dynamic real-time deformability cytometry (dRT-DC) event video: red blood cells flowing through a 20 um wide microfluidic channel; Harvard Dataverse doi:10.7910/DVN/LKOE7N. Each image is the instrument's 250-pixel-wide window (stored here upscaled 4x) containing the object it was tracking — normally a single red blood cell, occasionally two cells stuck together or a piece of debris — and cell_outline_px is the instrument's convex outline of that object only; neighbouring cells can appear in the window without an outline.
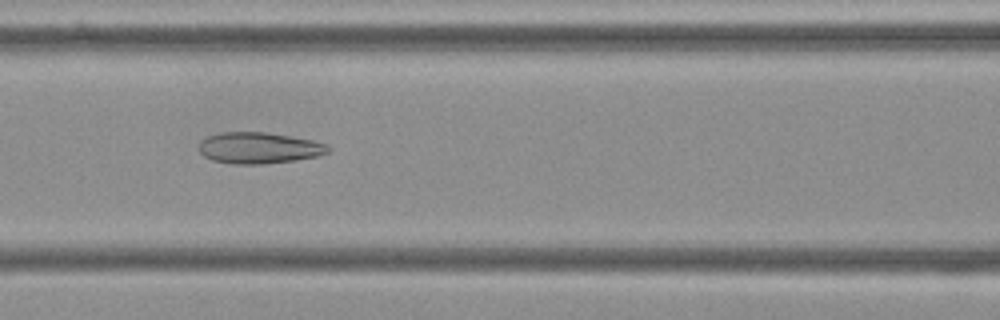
{"species": "Egyptian fruit bat (a non-hibernating species)", "species_latin": "Rousettus aegyptiacus", "temperature_condition": "cold", "stored_images_in_passage": 46, "camera_frame_rate_fps": 3000, "um_per_image_px": 0.085, "frame": {"image": 1, "passage_image": 14, "time_ms": 4.333, "image_size_px": [1000, 320], "cell_outline_px": [[332, 148], [328, 152], [320, 156], [296, 160], [260, 164], [232, 164], [212, 160], [204, 156], [200, 152], [200, 140], [208, 136], [220, 132], [264, 132], [292, 136], [312, 140], [328, 144]], "centroid_in_image_um": [22.04, 12.57], "position_along_channel_um": 144.6, "area_um2": 23.7}}
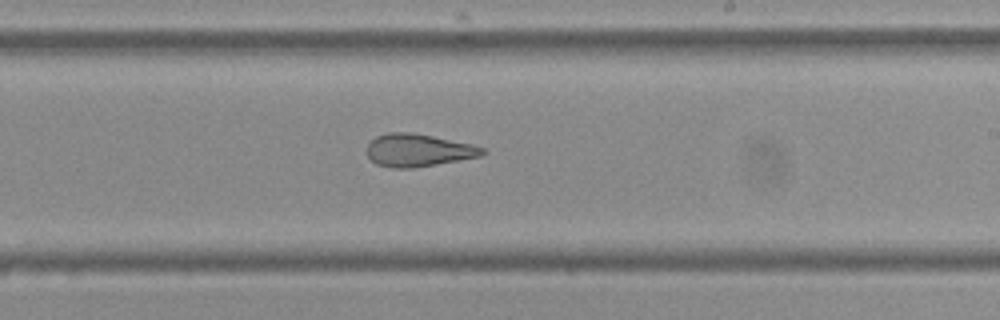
{"frame": {"image": 2, "passage_image": 23, "time_ms": 7.333, "image_size_px": [1000, 320], "cell_outline_px": [[488, 152], [480, 156], [412, 168], [392, 168], [376, 164], [368, 156], [368, 144], [376, 136], [388, 132], [412, 132], [472, 144], [484, 148]], "centroid_in_image_um": [35.54, 12.76], "position_along_channel_um": 253.5, "area_um2": 21.79}}
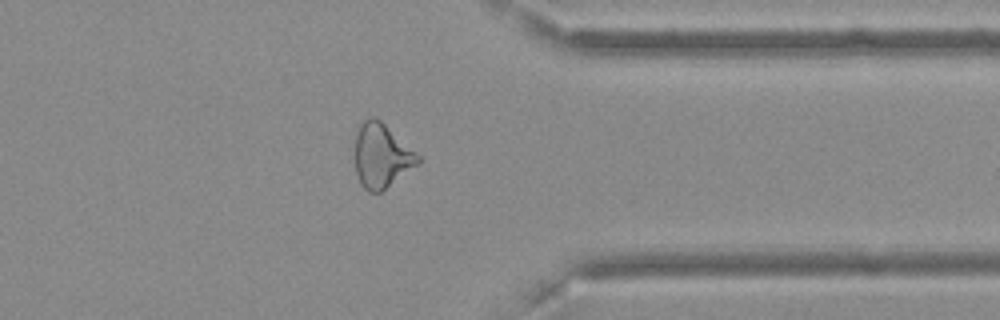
{"frame": {"image": 3, "passage_image": 34, "time_ms": 11.0, "image_size_px": [1000, 320], "cell_outline_px": [[420, 164], [380, 192], [368, 192], [360, 184], [356, 172], [356, 132], [360, 124], [368, 116], [372, 116], [380, 120], [420, 156]], "centroid_in_image_um": [32.43, 13.25], "position_along_channel_um": 379.0, "area_um2": 23.41}, "authors_computed_cell_mechanics": {"area_um2": 24.1026, "velocity_mm_per_s": 3.635, "shape_relaxation_time_tau1_ms": null, "shape_relaxation_time_tau2_ms": 2.3313, "deformation_change_tau1": null, "deformation_change_tau2": 0.1015}}